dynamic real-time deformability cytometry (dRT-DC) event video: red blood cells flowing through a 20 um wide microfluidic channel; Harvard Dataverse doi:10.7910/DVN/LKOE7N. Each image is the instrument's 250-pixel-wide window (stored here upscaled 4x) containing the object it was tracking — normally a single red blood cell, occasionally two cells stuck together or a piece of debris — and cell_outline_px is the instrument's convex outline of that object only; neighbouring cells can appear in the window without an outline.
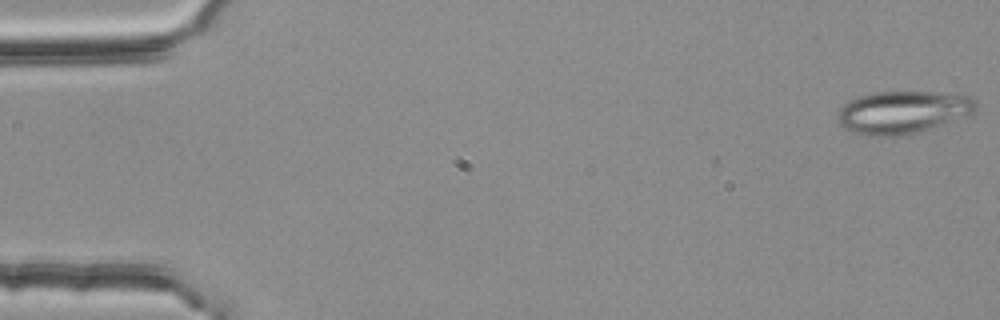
{"species": "common noctule bat (a hibernating species)", "species_latin": "Nyctalus noctula", "temperature_condition": "room temperature", "stored_images_in_passage": 55, "segment_of_instrument_passage": [1, 3], "camera_frame_rate_fps": 3000, "um_per_image_px": 0.085, "animal": {"sex": "female", "body_mass_g": 25.1}, "frame": {"image": 1, "passage_image": 1, "time_ms": 0.0, "image_size_px": [1000, 320], "cell_outline_px": [[976, 108], [972, 112], [928, 128], [916, 132], [900, 136], [864, 136], [852, 132], [840, 124], [840, 108], [848, 100], [856, 96], [868, 92], [956, 92], [972, 96], [976, 100]], "centroid_in_image_um": [76.71, 9.5], "position_along_channel_um": 8.3, "area_um2": 34.16}}